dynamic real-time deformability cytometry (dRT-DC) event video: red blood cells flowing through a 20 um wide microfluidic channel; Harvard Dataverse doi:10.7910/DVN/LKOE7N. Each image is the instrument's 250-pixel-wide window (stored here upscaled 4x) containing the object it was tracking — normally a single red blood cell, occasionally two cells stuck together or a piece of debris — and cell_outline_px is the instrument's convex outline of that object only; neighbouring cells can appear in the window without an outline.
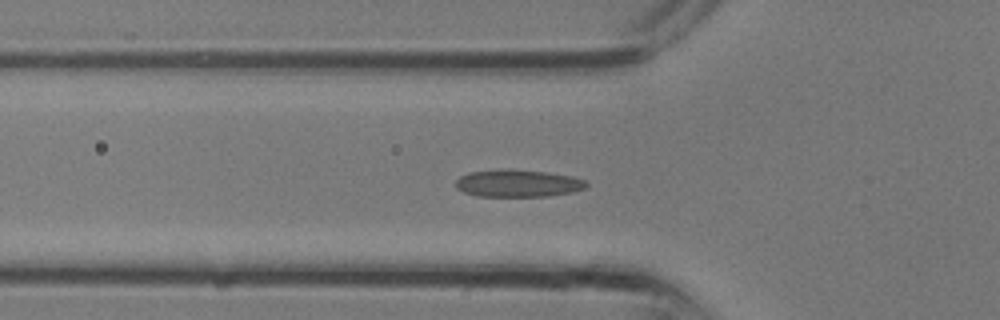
{"species": "common noctule bat (a hibernating species)", "species_latin": "Nyctalus noctula", "temperature_condition": "room temperature", "stored_images_in_passage": 22, "camera_frame_rate_fps": 3000, "um_per_image_px": 0.085, "animal": {"sex": "male", "body_mass_g": 13.3}, "frame": {"image": 1, "passage_image": 10, "time_ms": 3.0, "image_size_px": [1000, 320], "cell_outline_px": [[588, 184], [584, 188], [572, 192], [548, 196], [476, 196], [464, 192], [456, 188], [456, 180], [460, 176], [468, 172], [548, 172], [572, 176], [584, 180]], "centroid_in_image_um": [44.04, 15.63], "position_along_channel_um": 81.8, "area_um2": 19.77}}
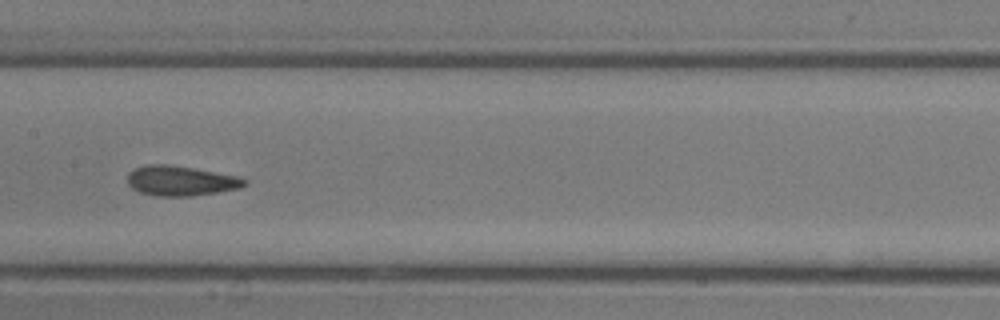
{"frame": {"image": 2, "passage_image": 15, "time_ms": 4.667, "image_size_px": [1000, 320], "cell_outline_px": [[248, 184], [240, 188], [192, 196], [156, 196], [140, 192], [132, 188], [128, 184], [128, 172], [136, 168], [148, 164], [168, 164], [192, 168], [236, 176], [248, 180]], "centroid_in_image_um": [15.35, 15.37], "position_along_channel_um": 192.0, "area_um2": 20.29}}
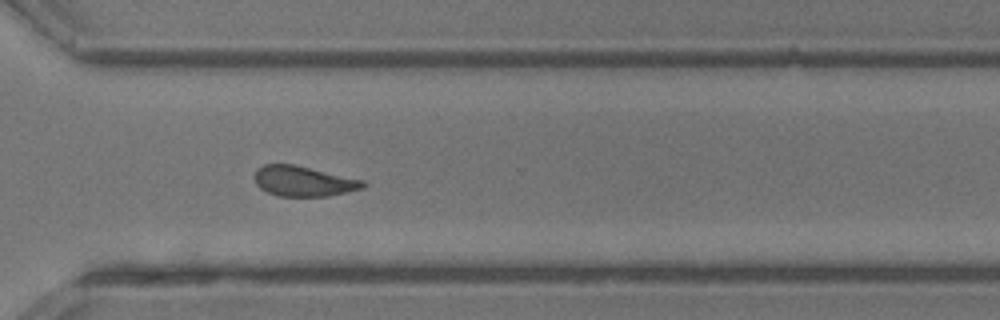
{"frame": {"image": 3, "passage_image": 22, "time_ms": 7.0, "image_size_px": [1000, 320], "cell_outline_px": [[368, 184], [364, 188], [348, 192], [328, 196], [280, 196], [268, 192], [260, 188], [256, 184], [252, 176], [256, 168], [264, 164], [296, 164], [364, 180]], "centroid_in_image_um": [25.79, 15.39], "position_along_channel_um": 344.8, "area_um2": 19.48}}